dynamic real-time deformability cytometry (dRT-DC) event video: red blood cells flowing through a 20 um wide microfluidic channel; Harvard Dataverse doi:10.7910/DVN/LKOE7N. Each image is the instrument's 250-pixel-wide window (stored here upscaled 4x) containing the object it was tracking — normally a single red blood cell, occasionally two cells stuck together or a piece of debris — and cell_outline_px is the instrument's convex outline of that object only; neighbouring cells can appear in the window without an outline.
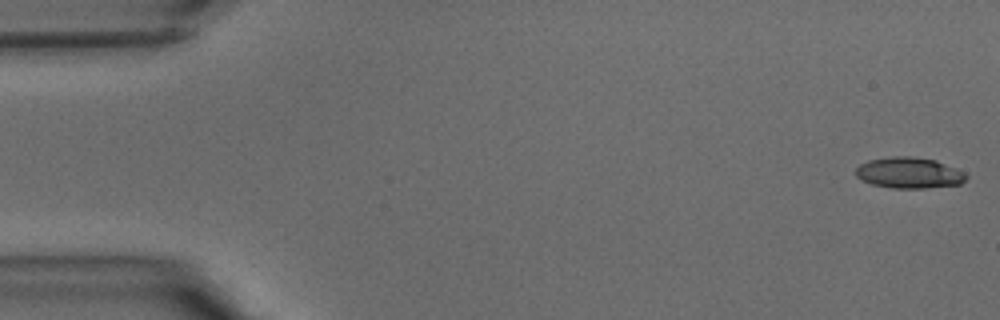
{"species": "common noctule bat (a hibernating species)", "species_latin": "Nyctalus noctula", "temperature_condition": "warm", "stored_images_in_passage": 40, "camera_frame_rate_fps": 3000, "um_per_image_px": 0.085, "animal": {"sex": "male", "body_mass_g": 15.6}, "frame": {"image": 1, "passage_image": 1, "time_ms": 0.0, "image_size_px": [1000, 320], "cell_outline_px": [[968, 176], [960, 184], [924, 188], [892, 188], [872, 184], [856, 176], [856, 168], [860, 164], [868, 160], [892, 156], [912, 156], [936, 160], [956, 168], [964, 172]], "centroid_in_image_um": [77.28, 14.68], "position_along_channel_um": 7.7, "area_um2": 19.88}}
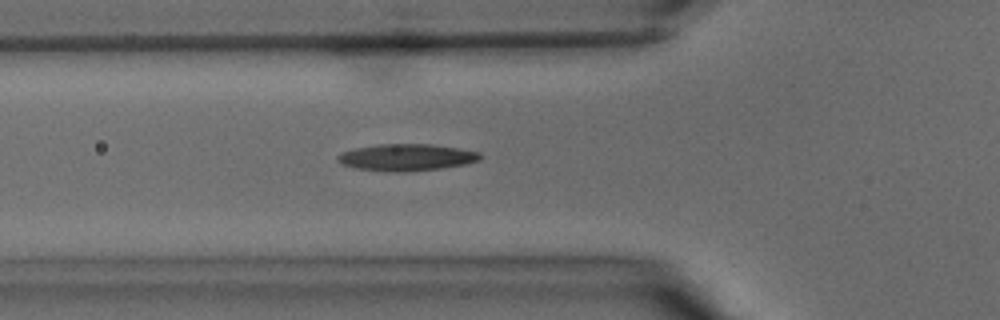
{"frame": {"image": 2, "passage_image": 14, "time_ms": 4.333, "image_size_px": [1000, 320], "cell_outline_px": [[480, 160], [464, 164], [440, 168], [408, 172], [396, 172], [356, 168], [340, 164], [336, 160], [336, 156], [340, 152], [356, 148], [376, 144], [432, 144], [480, 152]], "centroid_in_image_um": [34.49, 13.37], "position_along_channel_um": 91.3, "area_um2": 22.25}}
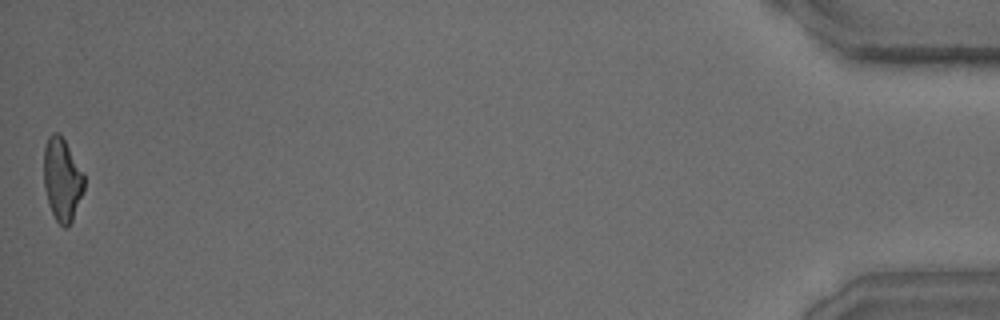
{"frame": {"image": 3, "passage_image": 40, "time_ms": 13.0, "image_size_px": [1000, 320], "cell_outline_px": [[84, 188], [72, 220], [64, 228], [56, 220], [48, 204], [44, 188], [44, 144], [48, 136], [52, 132], [56, 132], [64, 140], [84, 172]], "centroid_in_image_um": [5.26, 15.23], "position_along_channel_um": 429.9, "area_um2": 19.36}}